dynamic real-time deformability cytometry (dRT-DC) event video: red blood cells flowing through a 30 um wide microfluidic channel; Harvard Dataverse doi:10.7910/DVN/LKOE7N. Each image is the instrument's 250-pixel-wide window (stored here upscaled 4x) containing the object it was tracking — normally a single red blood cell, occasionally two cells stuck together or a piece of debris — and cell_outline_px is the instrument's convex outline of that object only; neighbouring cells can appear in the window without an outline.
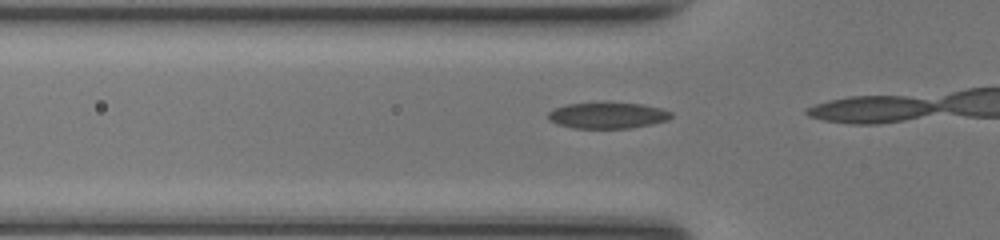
{"species": "common noctule bat (a hibernating species)", "species_latin": "Nyctalus noctula", "temperature_condition": "room temperature", "stored_images_in_passage": 8, "camera_frame_rate_fps": 3000, "um_per_image_px": 0.085, "animal": {"sex": "female", "body_mass_g": 17.0, "forearm_length_mm": 48.0}, "frame": {"image": 1, "passage_image": 6, "time_ms": 1.667, "image_size_px": [1000, 240], "cell_outline_px": [[672, 116], [668, 120], [652, 124], [632, 128], [572, 128], [556, 124], [548, 120], [548, 112], [564, 104], [640, 104], [660, 108], [672, 112]], "centroid_in_image_um": [51.63, 9.84], "position_along_channel_um": 74.2, "area_um2": 18.38}}